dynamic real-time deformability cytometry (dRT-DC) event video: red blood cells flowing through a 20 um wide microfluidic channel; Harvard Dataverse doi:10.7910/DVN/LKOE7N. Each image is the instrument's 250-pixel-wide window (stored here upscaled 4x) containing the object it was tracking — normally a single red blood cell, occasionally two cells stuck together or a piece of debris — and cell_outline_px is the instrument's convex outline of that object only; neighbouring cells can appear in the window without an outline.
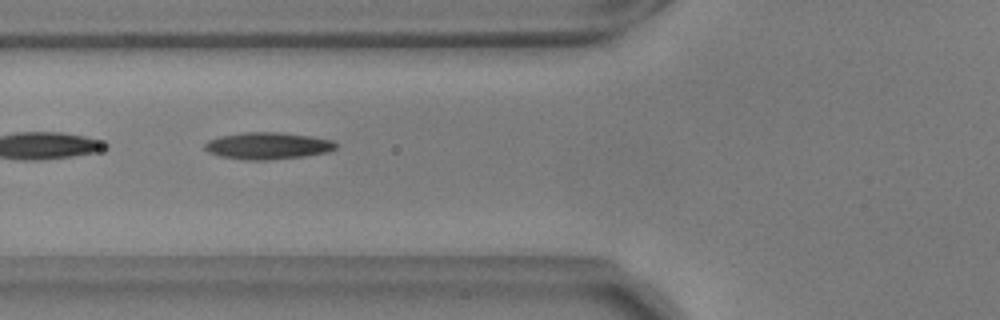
{"species": "common noctule bat (a hibernating species)", "species_latin": "Nyctalus noctula", "temperature_condition": "warm", "stored_images_in_passage": 21, "camera_frame_rate_fps": 3000, "um_per_image_px": 0.085, "animal": {"sex": "male", "body_mass_g": 17.9, "forearm_length_mm": 54.2}, "frame": {"image": 1, "passage_image": 4, "time_ms": 1.0, "image_size_px": [1000, 320], "cell_outline_px": [[336, 148], [328, 152], [304, 156], [268, 160], [248, 160], [220, 156], [208, 152], [204, 148], [204, 144], [208, 140], [220, 136], [244, 132], [280, 132], [312, 136], [332, 140], [336, 144]], "centroid_in_image_um": [22.75, 12.39], "position_along_channel_um": 103.1, "area_um2": 20.58}}